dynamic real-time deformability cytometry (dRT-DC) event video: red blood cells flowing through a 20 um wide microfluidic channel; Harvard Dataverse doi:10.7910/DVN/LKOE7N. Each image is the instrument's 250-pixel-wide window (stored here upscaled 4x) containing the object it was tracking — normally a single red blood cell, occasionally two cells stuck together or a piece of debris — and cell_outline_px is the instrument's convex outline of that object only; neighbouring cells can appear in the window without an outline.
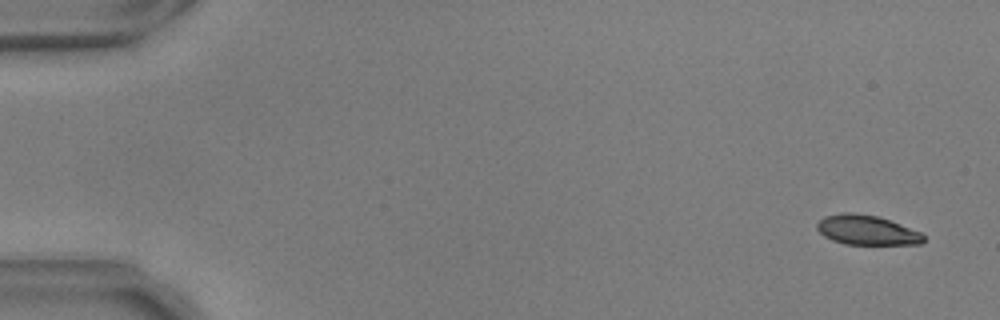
{"species": "common noctule bat (a hibernating species)", "species_latin": "Nyctalus noctula", "temperature_condition": "warm", "stored_images_in_passage": 55, "camera_frame_rate_fps": 3000, "um_per_image_px": 0.085, "animal": {"sex": "male", "body_mass_g": 17.9, "forearm_length_mm": 54.2}, "frame": {"image": 1, "passage_image": 3, "time_ms": 0.667, "image_size_px": [1000, 320], "cell_outline_px": [[924, 240], [920, 244], [844, 244], [832, 240], [824, 236], [816, 228], [816, 224], [824, 216], [844, 212], [852, 212], [876, 216], [900, 224], [920, 232], [924, 236]], "centroid_in_image_um": [73.64, 19.55], "position_along_channel_um": 11.4, "area_um2": 18.26}}
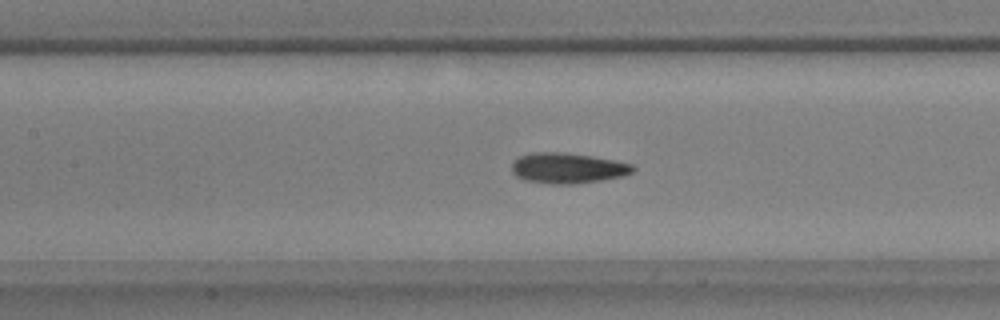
{"frame": {"image": 2, "passage_image": 26, "time_ms": 8.333, "image_size_px": [1000, 320], "cell_outline_px": [[636, 168], [632, 172], [624, 176], [576, 184], [556, 184], [524, 180], [516, 176], [512, 172], [512, 160], [520, 156], [536, 152], [560, 152], [592, 156], [632, 164]], "centroid_in_image_um": [48.23, 14.29], "position_along_channel_um": 159.2, "area_um2": 21.44}}
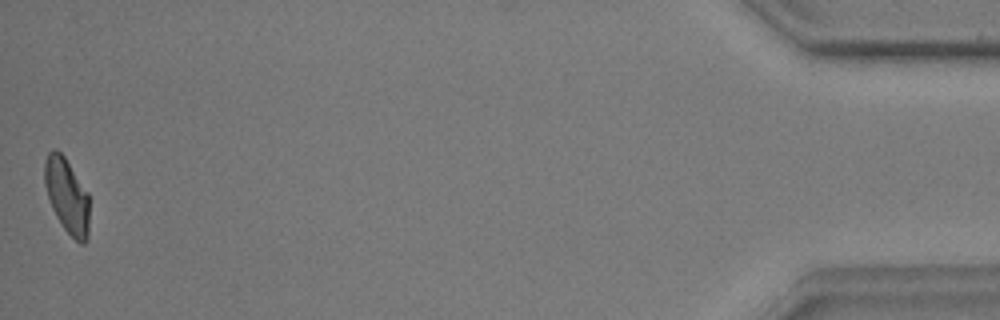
{"frame": {"image": 3, "passage_image": 55, "time_ms": 18.0, "image_size_px": [1000, 320], "cell_outline_px": [[88, 236], [84, 244], [80, 244], [64, 228], [56, 216], [52, 208], [44, 184], [44, 164], [48, 152], [52, 148], [56, 148], [64, 156], [88, 192]], "centroid_in_image_um": [5.68, 16.61], "position_along_channel_um": 429.5, "area_um2": 19.42}, "authors_computed_cell_mechanics": {"area_um2": 20.1722, "velocity_mm_per_s": 3.7043, "shape_relaxation_time_tau1_ms": 5.0149, "shape_relaxation_time_tau2_ms": 1.845, "deformation_change_tau1": 0.1423, "deformation_change_tau2": 0.0711}}